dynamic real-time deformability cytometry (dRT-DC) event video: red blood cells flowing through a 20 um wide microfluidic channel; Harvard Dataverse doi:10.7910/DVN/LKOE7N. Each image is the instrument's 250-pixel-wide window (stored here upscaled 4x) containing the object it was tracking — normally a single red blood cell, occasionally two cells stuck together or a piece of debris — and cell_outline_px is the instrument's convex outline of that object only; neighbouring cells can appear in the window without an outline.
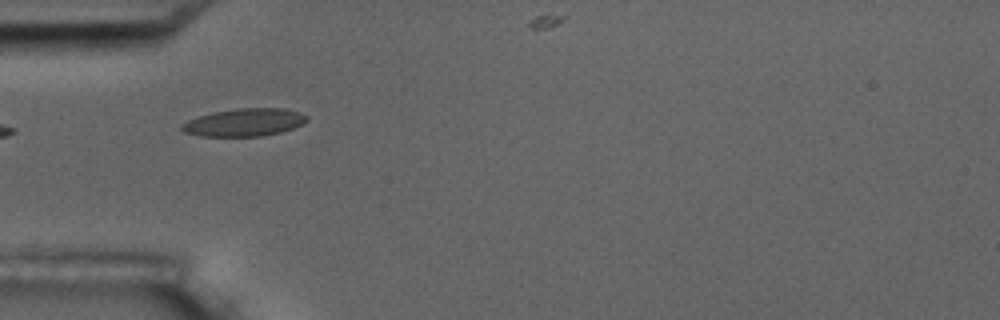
{"species": "common noctule bat (a hibernating species)", "species_latin": "Nyctalus noctula", "temperature_condition": "room temperature", "stored_images_in_passage": 10, "camera_frame_rate_fps": 3000, "um_per_image_px": 0.085, "animal": {"sex": "male", "body_mass_g": 17.5, "forearm_length_mm": 52.3}, "frame": {"image": 1, "passage_image": 6, "time_ms": 5.667, "image_size_px": [1000, 320], "cell_outline_px": [[308, 120], [304, 124], [280, 132], [260, 136], [200, 136], [184, 132], [180, 128], [180, 124], [188, 120], [212, 112], [236, 108], [284, 108], [300, 112], [308, 116]], "centroid_in_image_um": [20.78, 10.39], "position_along_channel_um": 64.2, "area_um2": 20.29}}
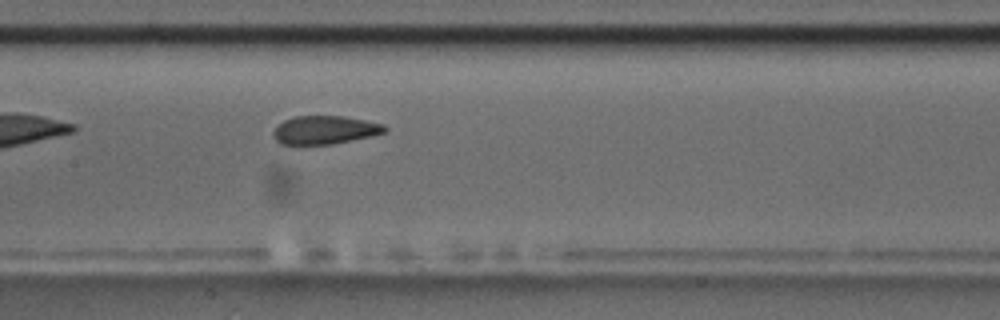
{"frame": {"image": 2, "passage_image": 9, "time_ms": 9.0, "image_size_px": [1000, 320], "cell_outline_px": [[388, 132], [372, 136], [332, 144], [300, 148], [280, 144], [272, 136], [272, 132], [284, 120], [296, 116], [344, 116], [384, 124], [388, 128]], "centroid_in_image_um": [27.57, 11.1], "position_along_channel_um": 179.8, "area_um2": 19.19}}